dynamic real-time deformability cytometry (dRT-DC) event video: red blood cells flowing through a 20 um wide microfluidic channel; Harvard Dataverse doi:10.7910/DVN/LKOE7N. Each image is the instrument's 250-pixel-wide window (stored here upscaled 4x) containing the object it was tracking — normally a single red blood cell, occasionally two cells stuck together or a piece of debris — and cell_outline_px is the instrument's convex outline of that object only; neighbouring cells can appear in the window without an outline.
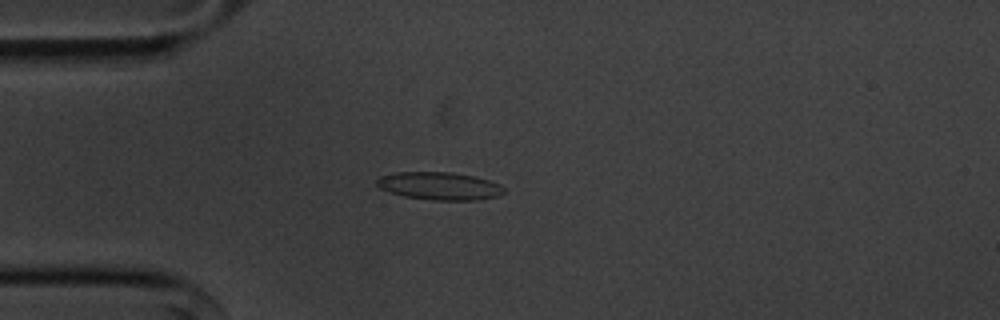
{"species": "common noctule bat (a hibernating species)", "species_latin": "Nyctalus noctula", "temperature_condition": "cold", "stored_images_in_passage": 43, "camera_frame_rate_fps": 3000, "um_per_image_px": 0.085, "animal": {"sex": "male", "body_mass_g": 20.1, "forearm_length_mm": 53.5}, "frame": {"image": 1, "passage_image": 2, "time_ms": 0.333, "image_size_px": [1000, 320], "cell_outline_px": [[504, 192], [496, 196], [476, 200], [432, 200], [404, 196], [388, 192], [380, 188], [376, 184], [376, 180], [380, 176], [396, 172], [452, 172], [472, 176], [488, 180], [500, 184], [504, 188]], "centroid_in_image_um": [37.32, 15.8], "position_along_channel_um": 47.7, "area_um2": 20.52}}
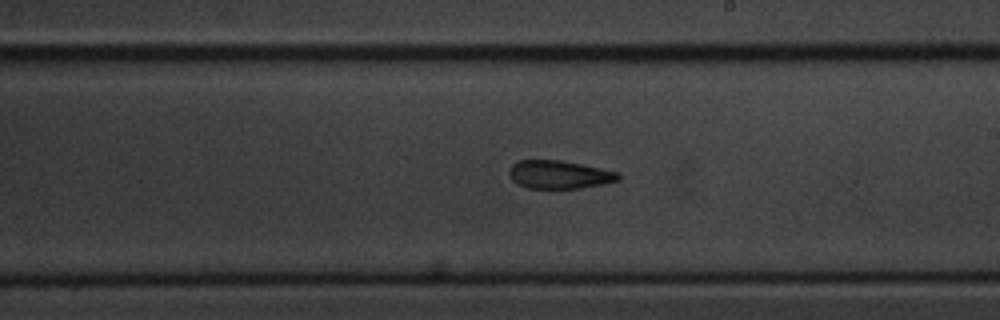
{"frame": {"image": 2, "passage_image": 19, "time_ms": 6.0, "image_size_px": [1000, 320], "cell_outline_px": [[620, 180], [604, 184], [580, 188], [528, 188], [516, 184], [512, 180], [508, 172], [508, 168], [512, 164], [520, 160], [560, 160], [620, 172]], "centroid_in_image_um": [47.52, 14.84], "position_along_channel_um": 241.5, "area_um2": 18.03}}
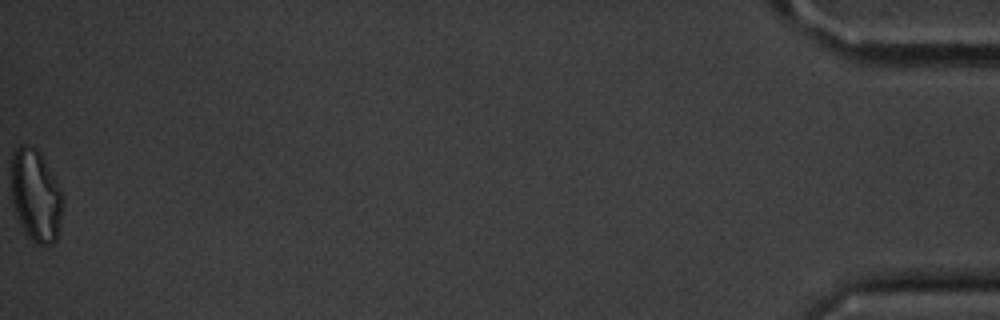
{"frame": {"image": 3, "passage_image": 43, "time_ms": 14.0, "image_size_px": [1000, 320], "cell_outline_px": [[64, 204], [56, 240], [52, 244], [40, 244], [32, 240], [28, 236], [16, 212], [12, 200], [12, 152], [20, 144], [28, 144], [36, 148], [40, 152], [60, 188], [64, 200]], "centroid_in_image_um": [3.06, 16.58], "position_along_channel_um": 432.1, "area_um2": 27.4}, "authors_computed_cell_mechanics": {"area_um2": 19.1318, "velocity_mm_per_s": 3.6285, "shape_relaxation_time_tau1_ms": 4.9965, "shape_relaxation_time_tau2_ms": 3.5538, "deformation_change_tau1": 0.128, "deformation_change_tau2": 0.1142}}